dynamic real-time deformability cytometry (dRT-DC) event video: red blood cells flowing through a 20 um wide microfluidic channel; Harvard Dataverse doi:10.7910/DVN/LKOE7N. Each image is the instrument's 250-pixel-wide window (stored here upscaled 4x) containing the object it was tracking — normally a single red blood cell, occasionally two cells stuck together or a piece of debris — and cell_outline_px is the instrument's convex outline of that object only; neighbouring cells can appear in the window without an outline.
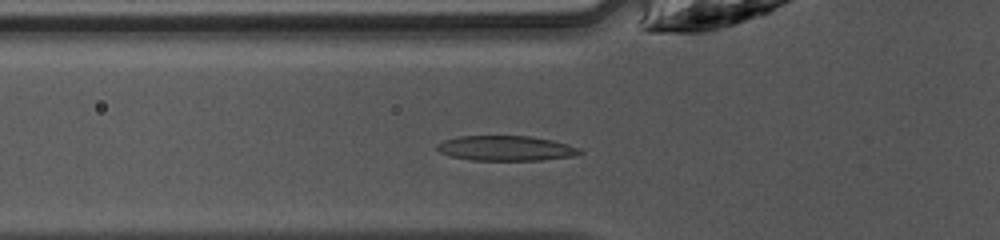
{"species": "common noctule bat (a hibernating species)", "species_latin": "Nyctalus noctula", "temperature_condition": "warm", "stored_images_in_passage": 30, "camera_frame_rate_fps": 3000, "um_per_image_px": 0.085, "animal": {"sex": "female", "body_mass_g": 10.0, "forearm_length_mm": 53.1}, "frame": {"image": 1, "passage_image": 3, "time_ms": 0.667, "image_size_px": [1000, 240], "cell_outline_px": [[584, 152], [572, 156], [540, 160], [472, 160], [452, 156], [440, 152], [436, 148], [436, 144], [444, 140], [460, 136], [532, 136], [552, 140], [580, 148]], "centroid_in_image_um": [43.0, 12.6], "position_along_channel_um": 82.8, "area_um2": 20.69}}
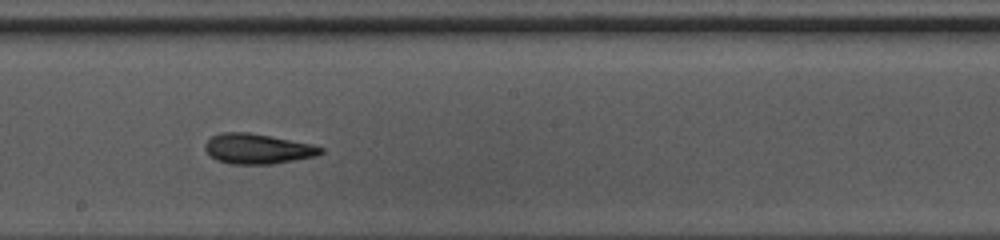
{"frame": {"image": 2, "passage_image": 13, "time_ms": 4.0, "image_size_px": [1000, 240], "cell_outline_px": [[324, 152], [316, 156], [272, 164], [232, 164], [216, 160], [204, 148], [204, 144], [212, 136], [220, 132], [248, 132], [312, 144], [324, 148]], "centroid_in_image_um": [21.89, 12.65], "position_along_channel_um": 226.3, "area_um2": 20.23}}
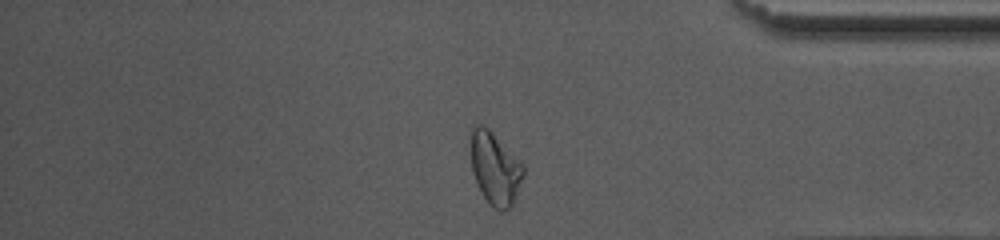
{"frame": {"image": 3, "passage_image": 26, "time_ms": 8.333, "image_size_px": [1000, 240], "cell_outline_px": [[524, 176], [512, 204], [508, 208], [500, 212], [492, 208], [484, 196], [472, 172], [472, 124], [484, 124], [524, 164]], "centroid_in_image_um": [42.1, 14.31], "position_along_channel_um": 393.1, "area_um2": 21.96}}